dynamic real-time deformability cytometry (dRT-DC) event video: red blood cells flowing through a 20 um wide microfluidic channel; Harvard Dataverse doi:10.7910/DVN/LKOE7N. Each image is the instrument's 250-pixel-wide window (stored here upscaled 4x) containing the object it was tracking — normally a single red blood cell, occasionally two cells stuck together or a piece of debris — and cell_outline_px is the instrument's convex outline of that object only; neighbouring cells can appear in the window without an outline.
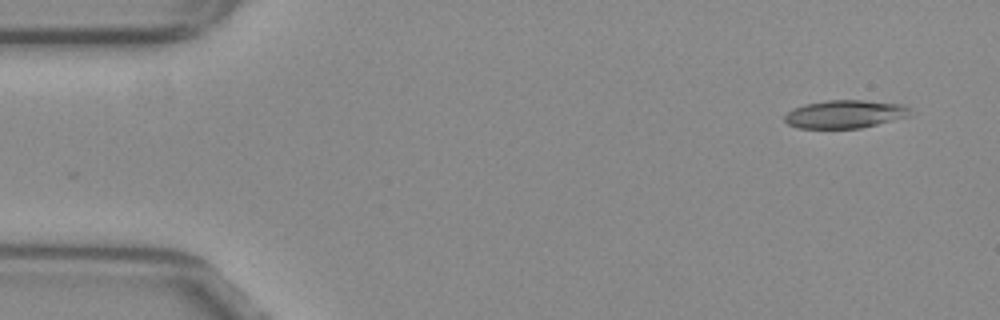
{"species": "common noctule bat (a hibernating species)", "species_latin": "Nyctalus noctula", "temperature_condition": "warm", "stored_images_in_passage": 51, "camera_frame_rate_fps": 3000, "um_per_image_px": 0.085, "animal": {"sex": "female", "body_mass_g": 29.2, "forearm_length_mm": 56.3}, "frame": {"image": 1, "passage_image": 1, "time_ms": 0.0, "image_size_px": [1000, 320], "cell_outline_px": [[916, 112], [908, 116], [860, 128], [796, 128], [788, 124], [784, 120], [784, 116], [792, 108], [804, 104], [828, 100], [864, 100], [904, 104], [912, 108]], "centroid_in_image_um": [71.85, 9.69], "position_along_channel_um": 13.2, "area_um2": 20.75}}
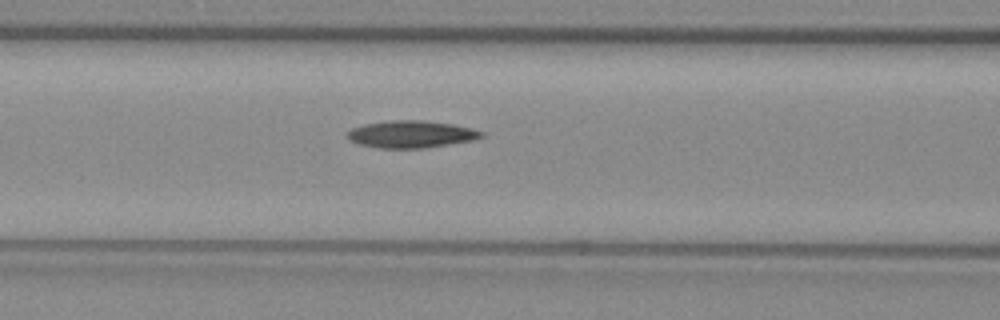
{"frame": {"image": 2, "passage_image": 19, "time_ms": 6.0, "image_size_px": [1000, 320], "cell_outline_px": [[484, 136], [472, 140], [428, 148], [380, 148], [360, 144], [352, 140], [348, 136], [348, 132], [352, 128], [364, 124], [388, 120], [424, 120], [452, 124], [484, 132]], "centroid_in_image_um": [34.96, 11.4], "position_along_channel_um": 131.6, "area_um2": 21.04}}
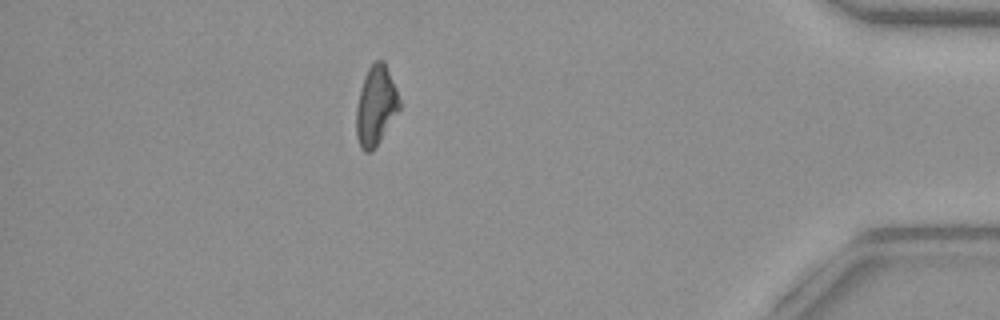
{"frame": {"image": 3, "passage_image": 44, "time_ms": 14.333, "image_size_px": [1000, 320], "cell_outline_px": [[400, 108], [376, 148], [372, 152], [364, 152], [360, 148], [356, 136], [356, 108], [364, 76], [368, 68], [376, 60], [384, 60], [396, 88], [400, 100]], "centroid_in_image_um": [31.94, 9.02], "position_along_channel_um": 403.3, "area_um2": 20.06}, "authors_computed_cell_mechanics": {"area_um2": 20.808, "velocity_mm_per_s": 3.8673, "shape_relaxation_time_tau1_ms": null, "shape_relaxation_time_tau2_ms": 7.0127, "deformation_change_tau1": null, "deformation_change_tau2": 0.1753}}